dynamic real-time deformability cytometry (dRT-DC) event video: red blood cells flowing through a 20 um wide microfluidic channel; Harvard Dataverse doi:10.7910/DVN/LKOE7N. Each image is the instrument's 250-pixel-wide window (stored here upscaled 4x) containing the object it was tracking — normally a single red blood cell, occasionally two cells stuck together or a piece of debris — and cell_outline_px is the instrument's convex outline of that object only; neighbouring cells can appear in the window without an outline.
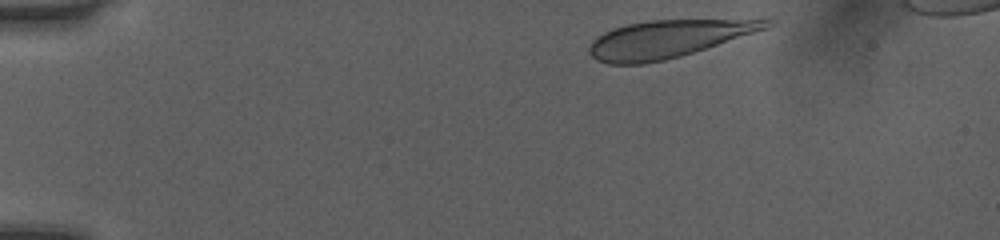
{"species": "human", "species_latin": "Homo sapiens", "temperature_condition": "room temperature", "stored_images_in_passage": 39, "camera_frame_rate_fps": 3000, "um_per_image_px": 0.085, "donor": {"sex": "female"}, "frame": {"image": 1, "passage_image": 2, "time_ms": 0.333, "image_size_px": [1000, 240], "cell_outline_px": [[776, 24], [768, 28], [680, 56], [664, 60], [644, 64], [608, 64], [596, 60], [588, 52], [588, 48], [592, 40], [596, 36], [604, 32], [628, 24], [648, 20], [776, 20]], "centroid_in_image_um": [56.72, 3.32], "position_along_channel_um": 28.3, "area_um2": 38.26}}
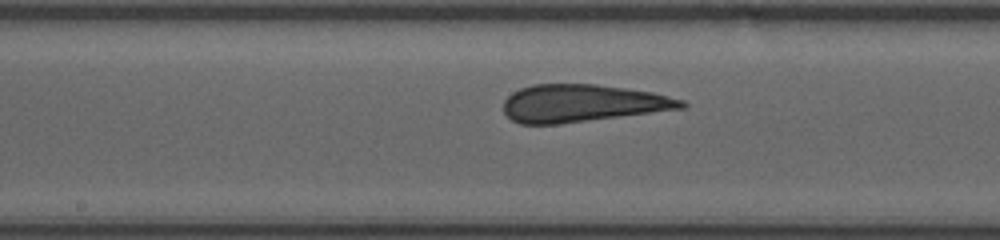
{"frame": {"image": 2, "passage_image": 21, "time_ms": 6.667, "image_size_px": [1000, 240], "cell_outline_px": [[688, 108], [556, 124], [520, 124], [512, 120], [504, 112], [504, 100], [512, 92], [520, 88], [532, 84], [596, 84], [652, 92], [684, 100], [688, 104]], "centroid_in_image_um": [49.51, 8.77], "position_along_channel_um": 198.7, "area_um2": 38.84}}
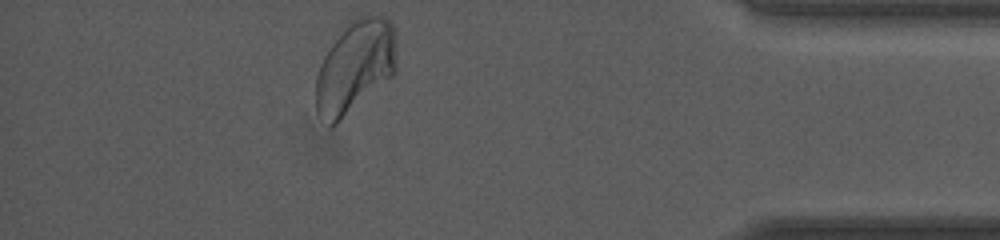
{"frame": {"image": 3, "passage_image": 39, "time_ms": 12.667, "image_size_px": [1000, 240], "cell_outline_px": [[396, 72], [392, 76], [336, 124], [332, 124], [316, 112], [316, 76], [320, 64], [324, 56], [332, 44], [344, 28], [356, 16], [364, 12], [368, 12], [392, 20], [396, 32]], "centroid_in_image_um": [30.23, 5.58], "position_along_channel_um": 405.0, "area_um2": 43.47}, "authors_computed_cell_mechanics": {"area_um2": 39.5352, "velocity_mm_per_s": 4.036, "shape_relaxation_time_tau1_ms": null, "shape_relaxation_time_tau2_ms": 0.6914, "deformation_change_tau1": null, "deformation_change_tau2": 0.0435}}